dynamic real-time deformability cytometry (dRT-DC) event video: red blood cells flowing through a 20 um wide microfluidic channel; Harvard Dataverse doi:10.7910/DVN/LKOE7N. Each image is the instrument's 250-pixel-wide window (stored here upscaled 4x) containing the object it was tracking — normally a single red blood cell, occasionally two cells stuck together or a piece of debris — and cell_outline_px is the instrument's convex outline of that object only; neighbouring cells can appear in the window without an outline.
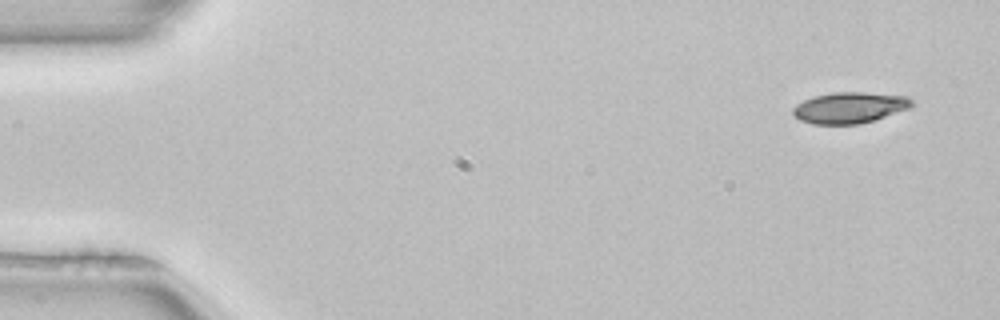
{"species": "common noctule bat (a hibernating species)", "species_latin": "Nyctalus noctula", "temperature_condition": "room temperature", "stored_images_in_passage": 3, "camera_frame_rate_fps": 3000, "um_per_image_px": 0.085, "animal": {"sex": "female", "body_mass_g": 22.7, "forearm_length_mm": 54.2}, "frame": {"image": 1, "passage_image": 1, "time_ms": 0.0, "image_size_px": [1000, 320], "cell_outline_px": [[916, 104], [912, 108], [860, 124], [812, 124], [800, 120], [792, 112], [792, 108], [796, 104], [804, 100], [816, 96], [832, 92], [864, 92], [908, 96]], "centroid_in_image_um": [72.26, 9.15], "position_along_channel_um": 12.7, "area_um2": 21.68}}